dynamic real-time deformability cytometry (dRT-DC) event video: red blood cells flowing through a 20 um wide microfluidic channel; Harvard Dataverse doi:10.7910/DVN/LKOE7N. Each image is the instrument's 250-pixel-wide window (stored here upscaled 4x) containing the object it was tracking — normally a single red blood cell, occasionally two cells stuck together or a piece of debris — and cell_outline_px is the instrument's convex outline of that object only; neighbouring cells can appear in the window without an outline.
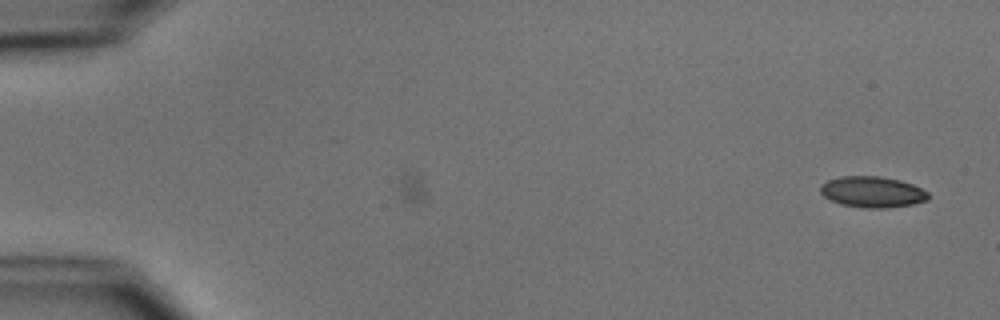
{"species": "common noctule bat (a hibernating species)", "species_latin": "Nyctalus noctula", "temperature_condition": "cold", "stored_images_in_passage": 8, "camera_frame_rate_fps": 3000, "um_per_image_px": 0.085, "animal": {"sex": "male", "body_mass_g": 15.6}, "frame": {"image": 1, "passage_image": 8, "time_ms": 2.333, "image_size_px": [1000, 320], "cell_outline_px": [[928, 200], [912, 204], [884, 208], [868, 208], [840, 204], [824, 196], [820, 192], [820, 184], [828, 180], [840, 176], [880, 176], [900, 180], [912, 184], [928, 192]], "centroid_in_image_um": [74.13, 16.3], "position_along_channel_um": 10.9, "area_um2": 19.42}}